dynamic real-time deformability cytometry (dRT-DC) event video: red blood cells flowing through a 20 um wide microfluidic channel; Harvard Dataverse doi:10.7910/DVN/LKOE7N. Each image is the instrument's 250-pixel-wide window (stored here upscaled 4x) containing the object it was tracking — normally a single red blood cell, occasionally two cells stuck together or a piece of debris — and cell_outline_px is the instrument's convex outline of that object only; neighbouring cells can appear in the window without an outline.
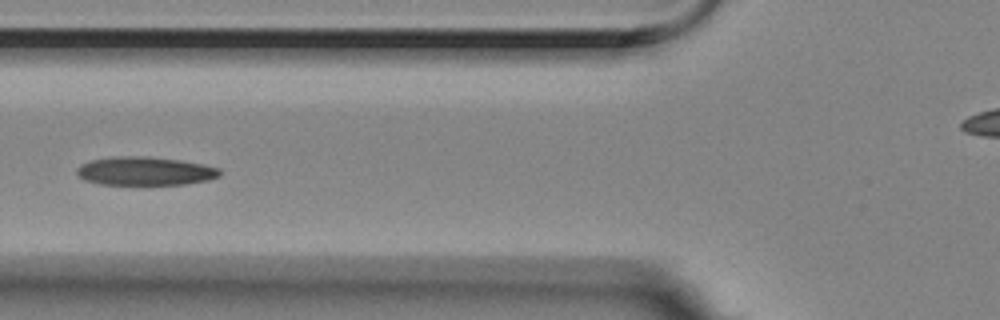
{"species": "Egyptian fruit bat (a non-hibernating species)", "species_latin": "Rousettus aegyptiacus", "temperature_condition": "room temperature", "stored_images_in_passage": 12, "camera_frame_rate_fps": 3000, "um_per_image_px": 0.085, "animal": {"sex": "female"}, "frame": {"image": 1, "passage_image": 2, "time_ms": 0.333, "image_size_px": [1000, 320], "cell_outline_px": [[220, 176], [208, 180], [184, 184], [100, 184], [84, 180], [76, 172], [76, 168], [80, 164], [92, 160], [112, 156], [148, 156], [180, 160], [204, 164], [220, 168]], "centroid_in_image_um": [12.32, 14.53], "position_along_channel_um": 113.5, "area_um2": 23.81}}
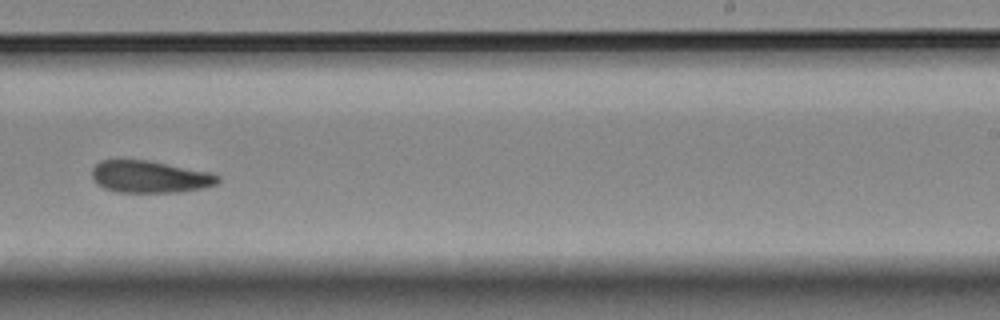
{"frame": {"image": 2, "passage_image": 6, "time_ms": 1.667, "image_size_px": [1000, 320], "cell_outline_px": [[220, 180], [216, 184], [200, 188], [180, 192], [116, 192], [104, 188], [96, 184], [92, 180], [92, 168], [100, 160], [148, 160], [212, 172], [220, 176]], "centroid_in_image_um": [12.72, 15.02], "position_along_channel_um": 276.3, "area_um2": 23.7}}
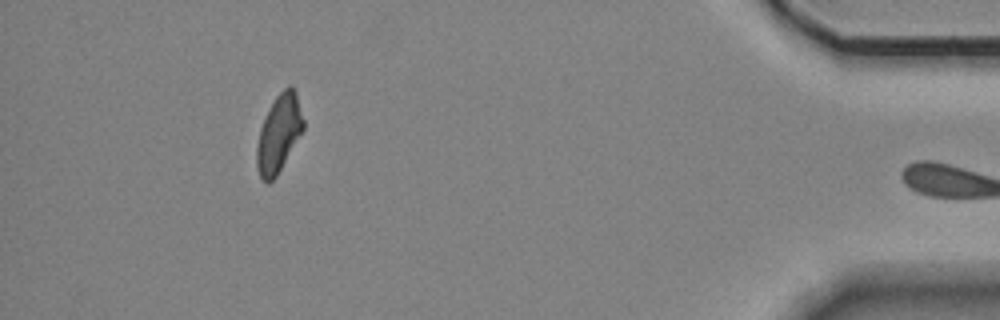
{"frame": {"image": 3, "passage_image": 12, "time_ms": 3.667, "image_size_px": [1000, 320], "cell_outline_px": [[304, 128], [276, 176], [268, 184], [260, 176], [256, 164], [256, 148], [260, 128], [276, 96], [288, 84], [292, 84], [296, 92], [304, 120]], "centroid_in_image_um": [23.71, 11.33], "position_along_channel_um": 411.5, "area_um2": 20.63}}